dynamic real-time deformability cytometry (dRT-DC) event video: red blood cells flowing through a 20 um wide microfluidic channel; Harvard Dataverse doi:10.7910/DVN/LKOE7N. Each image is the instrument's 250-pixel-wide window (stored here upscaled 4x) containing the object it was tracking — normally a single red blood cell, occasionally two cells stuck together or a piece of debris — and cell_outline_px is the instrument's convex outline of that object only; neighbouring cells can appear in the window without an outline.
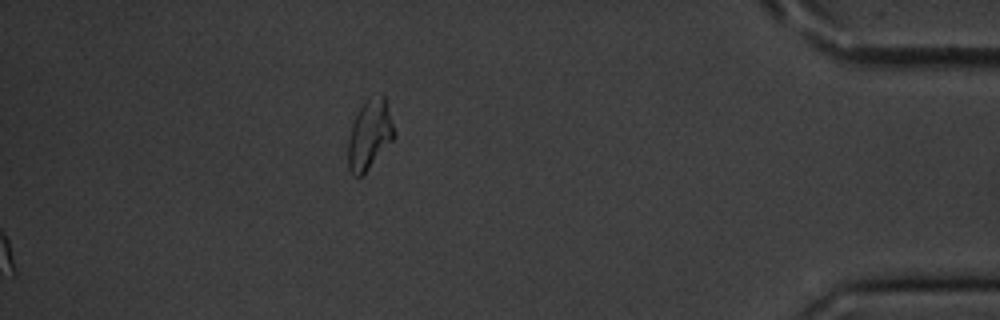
{"species": "common noctule bat (a hibernating species)", "species_latin": "Nyctalus noctula", "temperature_condition": "cold", "stored_images_in_passage": 14, "segment_of_instrument_passage": [2, 2], "camera_frame_rate_fps": 3000, "um_per_image_px": 0.085, "animal": {"sex": "male", "body_mass_g": 20.1, "forearm_length_mm": 53.5}, "frame": {"image": 1, "passage_image": 14, "time_ms": 16.0, "image_size_px": [1000, 320], "cell_outline_px": [[396, 136], [364, 176], [352, 176], [348, 168], [348, 136], [352, 124], [360, 108], [368, 96], [384, 96]], "centroid_in_image_um": [31.4, 11.5], "position_along_channel_um": 403.8, "area_um2": 18.79}}